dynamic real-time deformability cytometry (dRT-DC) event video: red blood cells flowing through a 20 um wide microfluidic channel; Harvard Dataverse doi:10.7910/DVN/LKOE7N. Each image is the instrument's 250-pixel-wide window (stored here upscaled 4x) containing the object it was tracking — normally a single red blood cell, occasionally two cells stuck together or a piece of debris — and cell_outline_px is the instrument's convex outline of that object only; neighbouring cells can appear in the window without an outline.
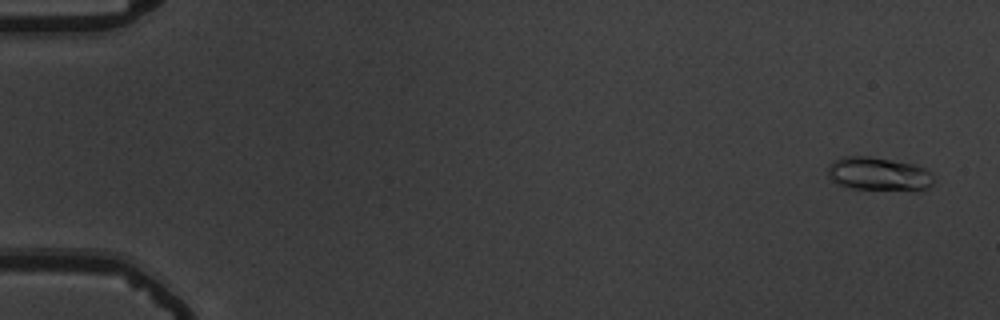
{"species": "common noctule bat (a hibernating species)", "species_latin": "Nyctalus noctula", "temperature_condition": "warm", "stored_images_in_passage": 14, "camera_frame_rate_fps": 3000, "um_per_image_px": 0.085, "animal": {"sex": "male", "body_mass_g": 19.5, "forearm_length_mm": 54.6}, "frame": {"image": 1, "passage_image": 3, "time_ms": 0.667, "image_size_px": [1000, 320], "cell_outline_px": [[936, 180], [932, 184], [920, 192], [916, 192], [848, 188], [836, 184], [828, 176], [828, 168], [832, 160], [840, 156], [868, 156], [916, 164], [932, 172]], "centroid_in_image_um": [74.73, 14.81], "position_along_channel_um": 10.3, "area_um2": 21.56}}